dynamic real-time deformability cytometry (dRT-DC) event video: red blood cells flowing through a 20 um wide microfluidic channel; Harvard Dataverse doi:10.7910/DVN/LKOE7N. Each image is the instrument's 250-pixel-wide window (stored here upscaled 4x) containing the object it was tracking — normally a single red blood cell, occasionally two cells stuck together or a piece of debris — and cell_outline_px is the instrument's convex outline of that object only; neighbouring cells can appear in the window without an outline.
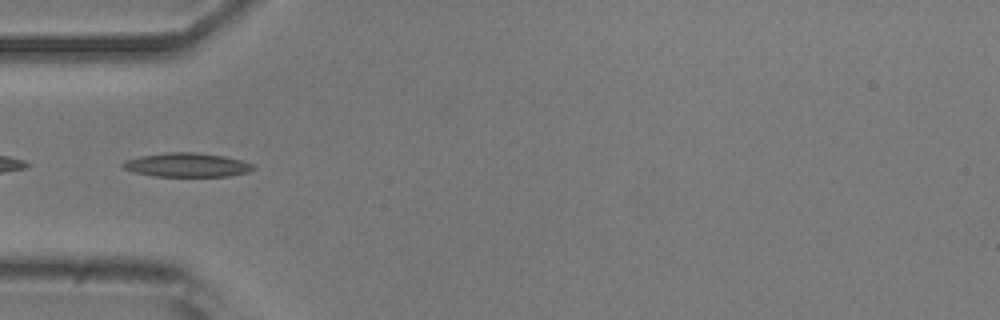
{"species": "common noctule bat (a hibernating species)", "species_latin": "Nyctalus noctula", "temperature_condition": "room temperature", "stored_images_in_passage": 37, "camera_frame_rate_fps": 3000, "um_per_image_px": 0.085, "animal": {"sex": "male", "body_mass_g": 20.5, "forearm_length_mm": 52.5}, "frame": {"image": 1, "passage_image": 1, "time_ms": 0.0, "image_size_px": [1000, 320], "cell_outline_px": [[256, 168], [248, 172], [228, 176], [152, 176], [136, 172], [124, 168], [120, 164], [124, 160], [140, 156], [164, 152], [196, 152], [224, 156], [240, 160], [252, 164]], "centroid_in_image_um": [15.87, 14.01], "position_along_channel_um": 69.1, "area_um2": 18.21}}
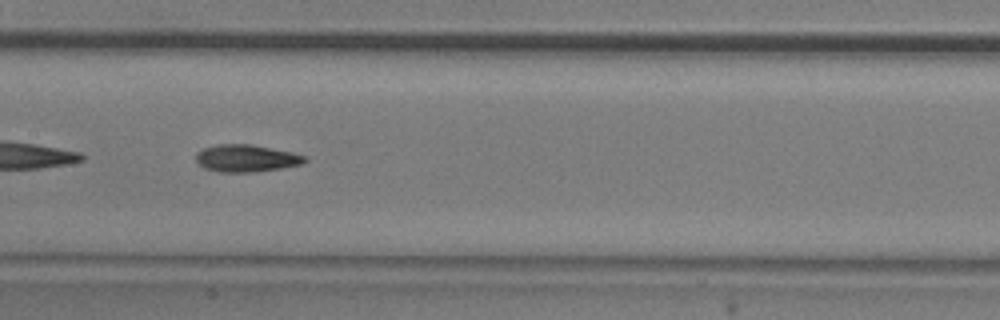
{"frame": {"image": 2, "passage_image": 10, "time_ms": 3.0, "image_size_px": [1000, 320], "cell_outline_px": [[308, 160], [304, 164], [256, 172], [220, 172], [204, 168], [196, 160], [196, 152], [204, 148], [216, 144], [252, 144], [292, 152], [308, 156]], "centroid_in_image_um": [20.97, 13.45], "position_along_channel_um": 186.4, "area_um2": 17.46}}
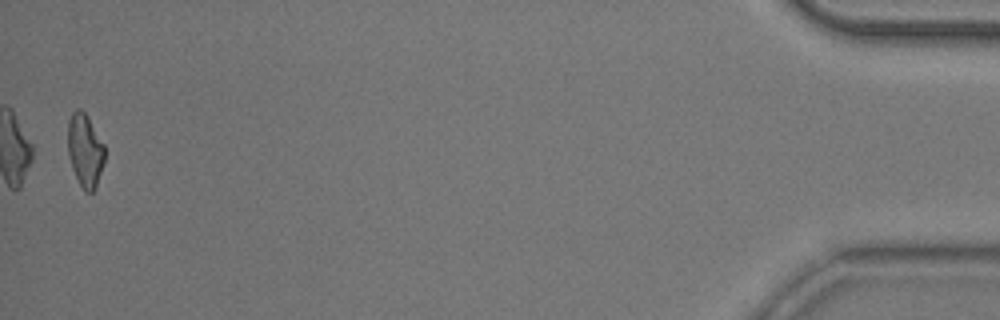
{"frame": {"image": 3, "passage_image": 36, "time_ms": 11.667, "image_size_px": [1000, 320], "cell_outline_px": [[104, 164], [96, 188], [92, 192], [84, 192], [72, 168], [68, 156], [68, 120], [72, 112], [76, 108], [80, 108], [84, 112], [104, 144]], "centroid_in_image_um": [7.22, 12.8], "position_along_channel_um": 428.0, "area_um2": 15.72}, "authors_computed_cell_mechanics": {"area_um2": 16.4152, "velocity_mm_per_s": 3.8634, "shape_relaxation_time_tau1_ms": 6.1171, "shape_relaxation_time_tau2_ms": 4.2432, "deformation_change_tau1": 0.1677, "deformation_change_tau2": 0.1284}}